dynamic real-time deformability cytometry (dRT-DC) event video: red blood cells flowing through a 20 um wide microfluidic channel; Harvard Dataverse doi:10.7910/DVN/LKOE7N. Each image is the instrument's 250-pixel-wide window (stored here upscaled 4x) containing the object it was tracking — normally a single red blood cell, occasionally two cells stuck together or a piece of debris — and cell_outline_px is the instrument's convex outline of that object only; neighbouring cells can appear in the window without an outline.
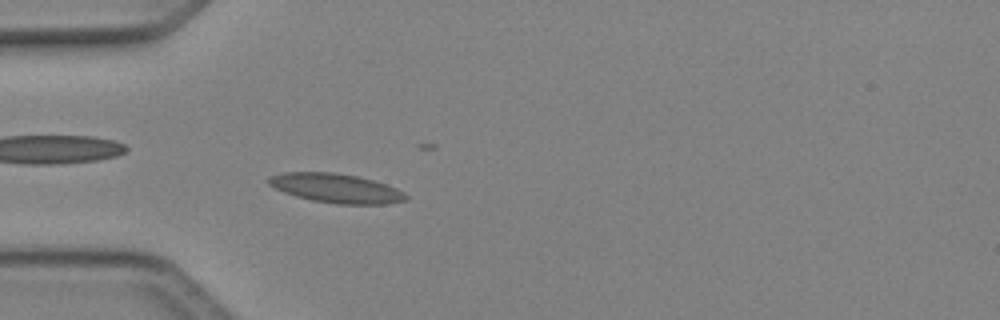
{"species": "Egyptian fruit bat (a non-hibernating species)", "species_latin": "Rousettus aegyptiacus", "temperature_condition": "cold", "stored_images_in_passage": 49, "camera_frame_rate_fps": 3000, "um_per_image_px": 0.085, "animal": {"sex": "female"}, "frame": {"image": 1, "passage_image": 14, "time_ms": 4.333, "image_size_px": [1000, 320], "cell_outline_px": [[408, 200], [384, 204], [336, 204], [312, 200], [296, 196], [284, 192], [268, 184], [268, 176], [284, 172], [332, 172], [356, 176], [372, 180], [396, 188], [404, 192], [408, 196]], "centroid_in_image_um": [28.56, 16.0], "position_along_channel_um": 56.4, "area_um2": 23.24}}
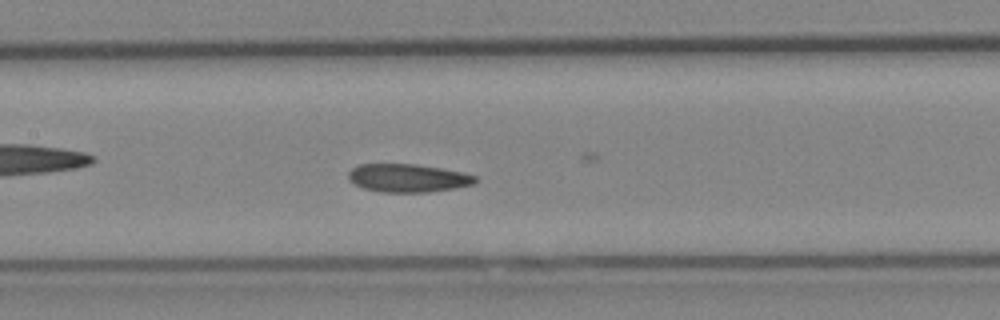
{"frame": {"image": 2, "passage_image": 23, "time_ms": 7.333, "image_size_px": [1000, 320], "cell_outline_px": [[476, 180], [472, 184], [452, 188], [428, 192], [380, 192], [364, 188], [348, 180], [348, 172], [352, 168], [360, 164], [416, 164], [440, 168], [460, 172], [476, 176]], "centroid_in_image_um": [34.61, 15.13], "position_along_channel_um": 172.8, "area_um2": 20.58}}
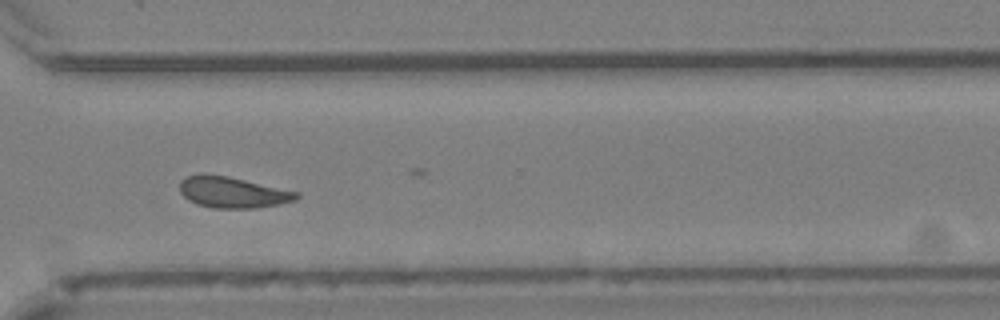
{"frame": {"image": 3, "passage_image": 36, "time_ms": 11.667, "image_size_px": [1000, 320], "cell_outline_px": [[300, 196], [296, 200], [280, 204], [256, 208], [212, 208], [196, 204], [188, 200], [180, 192], [180, 180], [184, 176], [200, 172], [204, 172], [228, 176], [300, 192]], "centroid_in_image_um": [19.74, 16.33], "position_along_channel_um": 350.9, "area_um2": 21.62}, "authors_computed_cell_mechanics": {"area_um2": 21.2126, "velocity_mm_per_s": 4.0981, "shape_relaxation_time_tau1_ms": null, "shape_relaxation_time_tau2_ms": 5.4153, "deformation_change_tau1": null, "deformation_change_tau2": 0.1185}}